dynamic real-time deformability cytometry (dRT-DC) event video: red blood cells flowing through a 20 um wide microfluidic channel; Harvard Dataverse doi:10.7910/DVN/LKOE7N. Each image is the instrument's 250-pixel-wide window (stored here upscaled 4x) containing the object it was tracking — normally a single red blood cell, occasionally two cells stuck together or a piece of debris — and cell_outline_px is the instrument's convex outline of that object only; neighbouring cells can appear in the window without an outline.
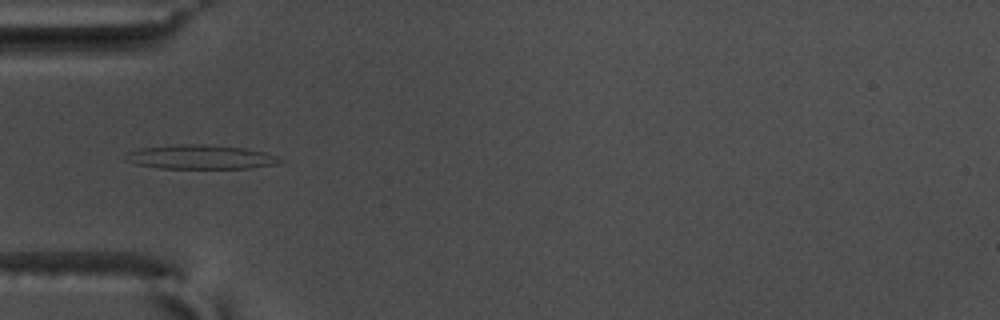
{"species": "common noctule bat (a hibernating species)", "species_latin": "Nyctalus noctula", "temperature_condition": "warm", "stored_images_in_passage": 52, "camera_frame_rate_fps": 3000, "um_per_image_px": 0.085, "animal": {"sex": "male", "body_mass_g": 17.5, "forearm_length_mm": 52.3}, "frame": {"image": 1, "passage_image": 15, "time_ms": 4.667, "image_size_px": [1000, 320], "cell_outline_px": [[284, 160], [280, 164], [252, 168], [160, 168], [136, 164], [124, 160], [128, 152], [140, 148], [180, 144], [204, 144], [244, 148], [264, 152], [276, 156]], "centroid_in_image_um": [17.08, 13.35], "position_along_channel_um": 67.9, "area_um2": 21.73}}
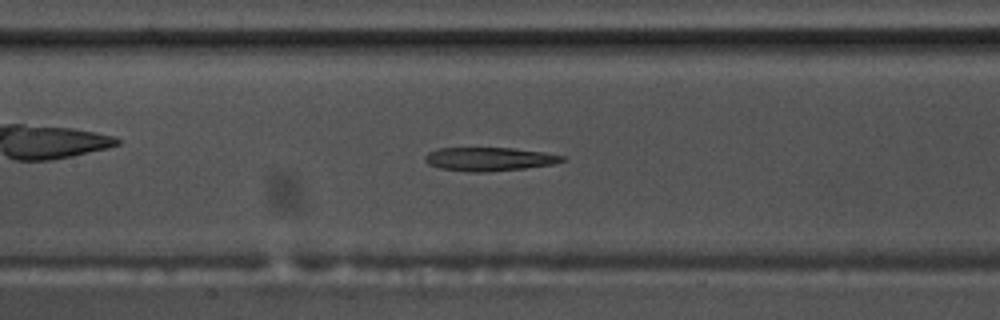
{"frame": {"image": 2, "passage_image": 23, "time_ms": 7.333, "image_size_px": [1000, 320], "cell_outline_px": [[564, 160], [552, 164], [524, 168], [488, 172], [472, 172], [440, 168], [428, 164], [424, 160], [424, 156], [428, 152], [436, 148], [516, 148], [544, 152], [564, 156]], "centroid_in_image_um": [41.54, 13.51], "position_along_channel_um": 165.9, "area_um2": 18.84}}
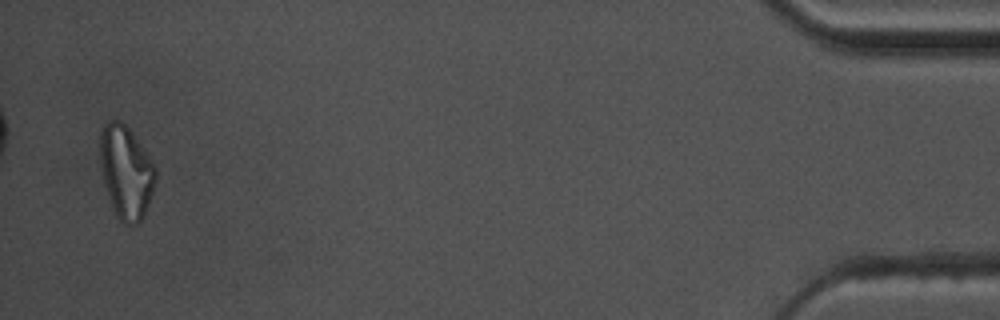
{"frame": {"image": 3, "passage_image": 51, "time_ms": 16.667, "image_size_px": [1000, 320], "cell_outline_px": [[156, 180], [152, 196], [144, 216], [136, 224], [124, 224], [116, 216], [108, 196], [104, 180], [100, 160], [100, 132], [104, 124], [108, 120], [120, 120], [128, 128], [148, 156], [156, 168]], "centroid_in_image_um": [10.72, 14.64], "position_along_channel_um": 424.5, "area_um2": 29.77}, "authors_computed_cell_mechanics": {"area_um2": 21.4438, "velocity_mm_per_s": 3.6805, "shape_relaxation_time_tau1_ms": null, "shape_relaxation_time_tau2_ms": 4.5047, "deformation_change_tau1": null, "deformation_change_tau2": 0.1739}}